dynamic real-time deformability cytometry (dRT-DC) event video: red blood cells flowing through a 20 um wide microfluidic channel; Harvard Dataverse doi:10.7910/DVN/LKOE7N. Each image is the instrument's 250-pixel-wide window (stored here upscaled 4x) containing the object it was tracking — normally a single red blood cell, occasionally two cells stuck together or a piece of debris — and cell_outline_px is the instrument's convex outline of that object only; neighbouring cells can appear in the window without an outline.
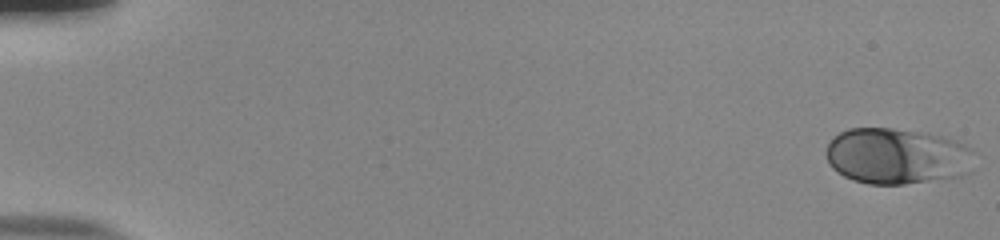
{"species": "human", "species_latin": "Homo sapiens", "temperature_condition": "room temperature", "stored_images_in_passage": 55, "camera_frame_rate_fps": 3000, "um_per_image_px": 0.085, "donor": {"sex": "male"}, "frame": {"image": 1, "passage_image": 1, "time_ms": 0.0, "image_size_px": [1000, 240], "cell_outline_px": [[972, 152], [960, 176], [904, 184], [868, 184], [852, 180], [836, 172], [828, 164], [824, 152], [832, 136], [848, 128], [892, 128], [928, 132], [956, 140], [972, 148]], "centroid_in_image_um": [76.1, 13.24], "position_along_channel_um": 8.9, "area_um2": 48.32}}
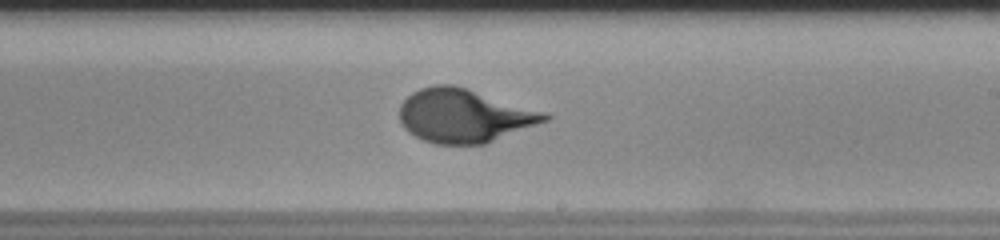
{"frame": {"image": 2, "passage_image": 34, "time_ms": 11.0, "image_size_px": [1000, 240], "cell_outline_px": [[552, 116], [548, 120], [484, 144], [436, 144], [424, 140], [408, 132], [400, 124], [400, 104], [412, 92], [420, 88], [436, 84], [456, 84], [544, 112]], "centroid_in_image_um": [39.41, 9.82], "position_along_channel_um": 249.6, "area_um2": 45.14}}
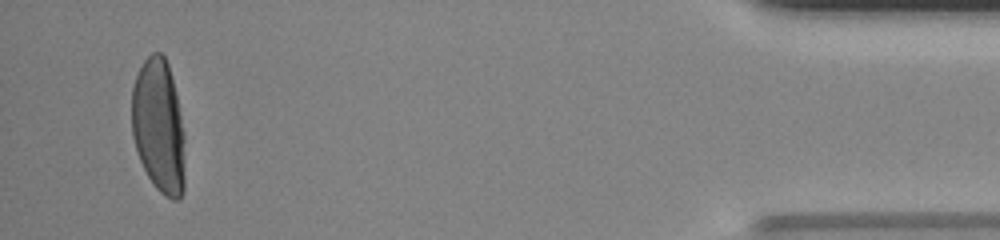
{"frame": {"image": 3, "passage_image": 53, "time_ms": 17.333, "image_size_px": [1000, 240], "cell_outline_px": [[184, 188], [180, 196], [176, 200], [172, 200], [164, 196], [156, 188], [148, 176], [140, 160], [132, 136], [132, 88], [136, 76], [144, 60], [152, 52], [160, 52], [164, 56], [168, 64], [176, 96], [184, 132]], "centroid_in_image_um": [13.48, 10.74], "position_along_channel_um": 421.7, "area_um2": 41.33}}